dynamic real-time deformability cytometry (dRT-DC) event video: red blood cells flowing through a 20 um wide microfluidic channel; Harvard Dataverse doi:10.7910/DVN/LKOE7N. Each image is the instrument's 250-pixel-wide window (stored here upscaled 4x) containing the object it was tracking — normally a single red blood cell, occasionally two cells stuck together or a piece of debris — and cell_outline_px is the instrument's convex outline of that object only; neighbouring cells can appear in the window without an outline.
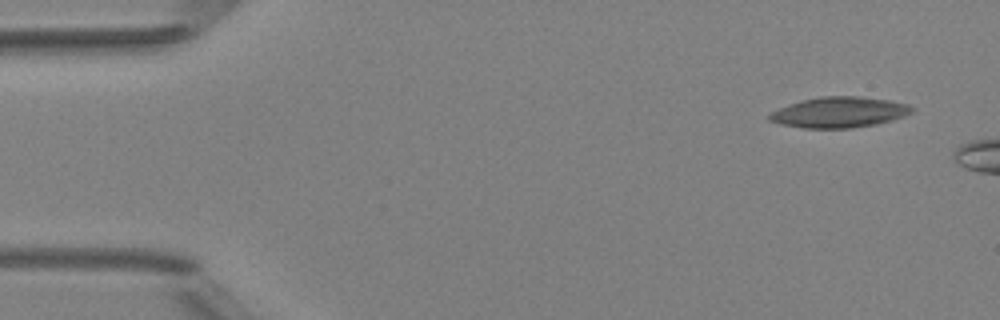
{"species": "Egyptian fruit bat (a non-hibernating species)", "species_latin": "Rousettus aegyptiacus", "temperature_condition": "room temperature", "stored_images_in_passage": 2, "camera_frame_rate_fps": 3000, "um_per_image_px": 0.085, "animal": {"sex": "female"}, "frame": {"image": 1, "passage_image": 1, "time_ms": 0.0, "image_size_px": [1000, 320], "cell_outline_px": [[916, 108], [912, 112], [904, 116], [892, 120], [876, 124], [852, 128], [804, 128], [780, 124], [768, 120], [768, 116], [772, 112], [780, 108], [800, 100], [820, 96], [860, 96], [888, 100], [908, 104]], "centroid_in_image_um": [71.35, 9.54], "position_along_channel_um": 13.6, "area_um2": 25.49}}